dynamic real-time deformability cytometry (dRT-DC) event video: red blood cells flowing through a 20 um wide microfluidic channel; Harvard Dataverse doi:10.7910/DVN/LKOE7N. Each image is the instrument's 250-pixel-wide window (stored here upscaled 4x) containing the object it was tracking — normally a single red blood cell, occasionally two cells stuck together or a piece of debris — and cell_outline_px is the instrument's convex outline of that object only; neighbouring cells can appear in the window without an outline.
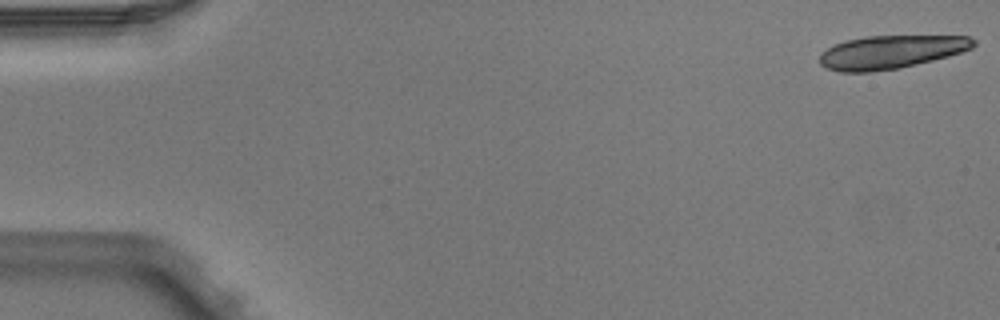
{"species": "Egyptian fruit bat (a non-hibernating species)", "species_latin": "Rousettus aegyptiacus", "temperature_condition": "warm", "stored_images_in_passage": 6, "segment_of_instrument_passage": [1, 2], "camera_frame_rate_fps": 3000, "um_per_image_px": 0.085, "animal": {"sex": "male"}, "frame": {"image": 1, "passage_image": 1, "time_ms": 0.0, "image_size_px": [1000, 320], "cell_outline_px": [[976, 44], [972, 48], [948, 56], [916, 64], [896, 68], [872, 72], [840, 72], [828, 68], [820, 64], [820, 52], [836, 44], [848, 40], [868, 36], [968, 36], [976, 40]], "centroid_in_image_um": [75.73, 4.42], "position_along_channel_um": 9.3, "area_um2": 29.54}}